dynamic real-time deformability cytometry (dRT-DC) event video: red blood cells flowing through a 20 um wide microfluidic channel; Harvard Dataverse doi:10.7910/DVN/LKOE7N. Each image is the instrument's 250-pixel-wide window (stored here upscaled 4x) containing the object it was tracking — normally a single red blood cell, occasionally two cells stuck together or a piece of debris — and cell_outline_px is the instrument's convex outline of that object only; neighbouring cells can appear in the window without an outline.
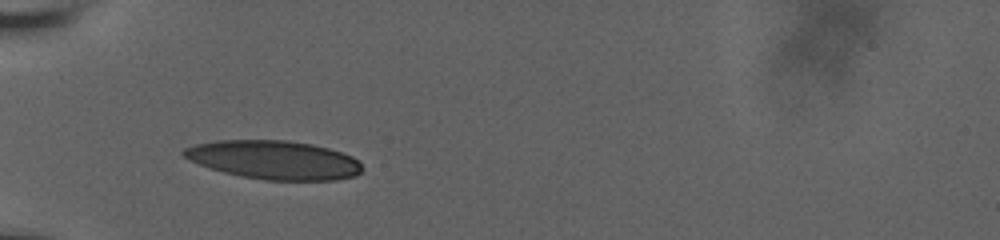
{"species": "human", "species_latin": "Homo sapiens", "temperature_condition": "room temperature", "stored_images_in_passage": 5, "camera_frame_rate_fps": 3000, "um_per_image_px": 0.085, "donor": {"sex": "male"}, "frame": {"image": 1, "passage_image": 4, "time_ms": 3.0, "image_size_px": [1000, 240], "cell_outline_px": [[364, 168], [356, 176], [336, 180], [264, 180], [240, 176], [224, 172], [200, 164], [184, 156], [180, 152], [184, 148], [192, 144], [216, 140], [288, 140], [312, 144], [328, 148], [352, 156]], "centroid_in_image_um": [23.29, 13.58], "position_along_channel_um": 61.7, "area_um2": 40.23}}